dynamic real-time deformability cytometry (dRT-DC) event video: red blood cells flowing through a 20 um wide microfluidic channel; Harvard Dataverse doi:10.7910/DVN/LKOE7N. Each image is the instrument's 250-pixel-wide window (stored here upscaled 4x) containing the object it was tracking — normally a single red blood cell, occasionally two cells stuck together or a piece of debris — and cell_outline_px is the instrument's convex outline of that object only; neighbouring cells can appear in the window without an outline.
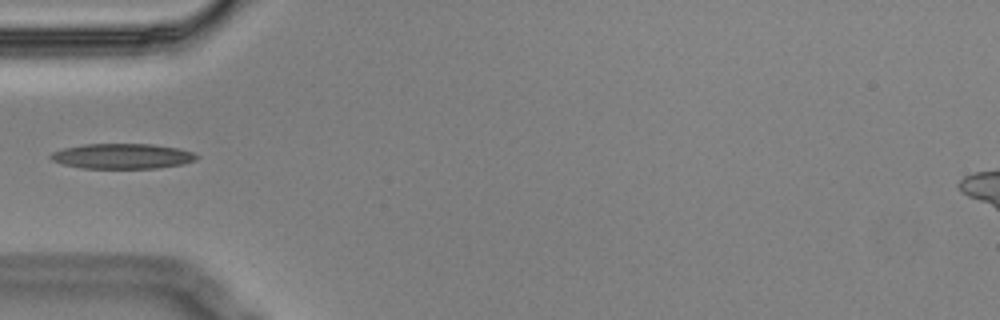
{"species": "Egyptian fruit bat (a non-hibernating species)", "species_latin": "Rousettus aegyptiacus", "temperature_condition": "cold", "stored_images_in_passage": 9, "camera_frame_rate_fps": 3000, "um_per_image_px": 0.085, "animal": {"sex": "male"}, "frame": {"image": 1, "passage_image": 3, "time_ms": 0.667, "image_size_px": [1000, 320], "cell_outline_px": [[200, 156], [196, 160], [184, 164], [156, 168], [80, 168], [64, 164], [52, 160], [48, 156], [52, 152], [64, 148], [84, 144], [152, 144], [180, 148], [192, 152]], "centroid_in_image_um": [10.42, 13.27], "position_along_channel_um": 74.6, "area_um2": 21.5}}
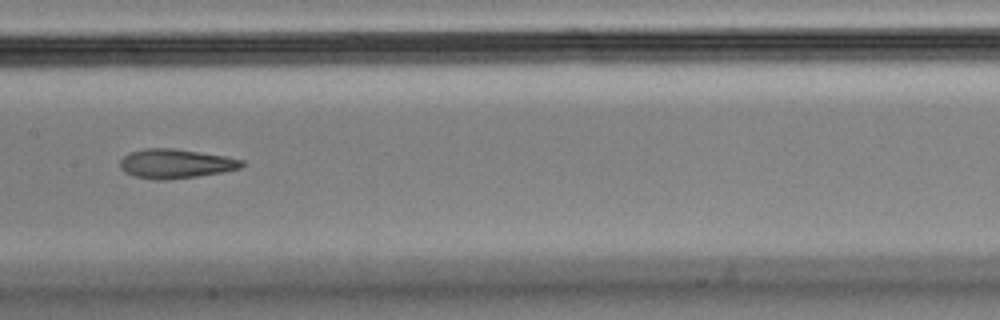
{"frame": {"image": 2, "passage_image": 6, "time_ms": 1.667, "image_size_px": [1000, 320], "cell_outline_px": [[244, 164], [240, 168], [220, 172], [196, 176], [168, 180], [156, 180], [136, 176], [124, 172], [120, 168], [120, 160], [124, 156], [132, 152], [144, 148], [172, 148], [224, 156], [244, 160]], "centroid_in_image_um": [14.9, 13.91], "position_along_channel_um": 192.5, "area_um2": 20.52}}
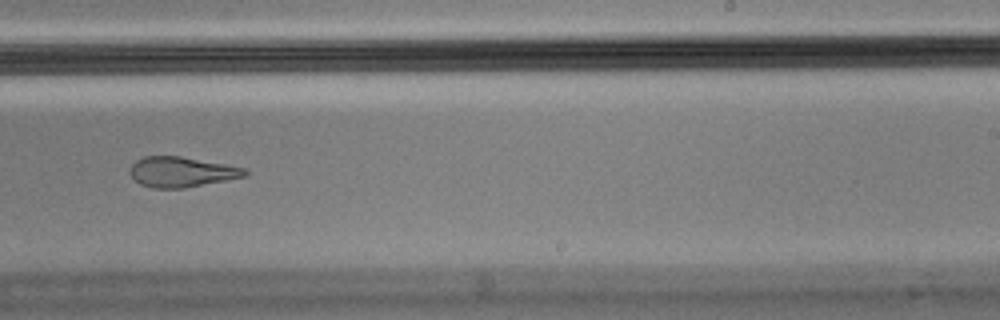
{"frame": {"image": 3, "passage_image": 8, "time_ms": 2.333, "image_size_px": [1000, 320], "cell_outline_px": [[248, 176], [228, 180], [184, 188], [152, 188], [140, 184], [128, 172], [128, 168], [136, 160], [144, 156], [180, 156], [224, 164], [244, 168], [248, 172]], "centroid_in_image_um": [15.41, 14.62], "position_along_channel_um": 273.6, "area_um2": 20.29}}